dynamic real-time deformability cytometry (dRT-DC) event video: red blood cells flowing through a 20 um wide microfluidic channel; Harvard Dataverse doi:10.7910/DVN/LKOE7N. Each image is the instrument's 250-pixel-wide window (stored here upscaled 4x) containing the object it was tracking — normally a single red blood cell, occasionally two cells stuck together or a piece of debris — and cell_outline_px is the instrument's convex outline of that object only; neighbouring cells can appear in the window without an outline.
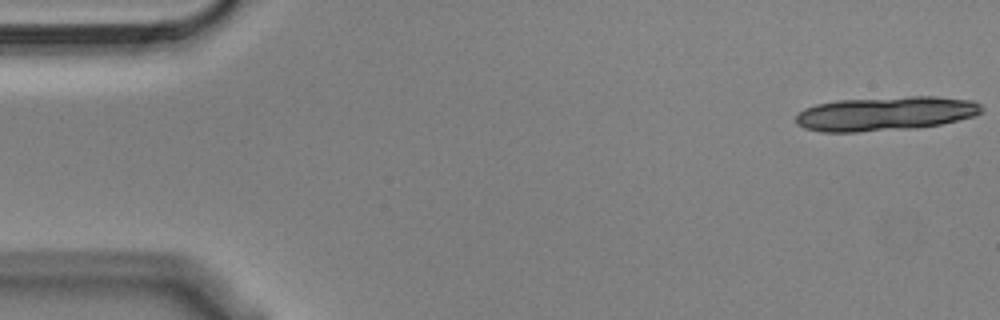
{"species": "Egyptian fruit bat (a non-hibernating species)", "species_latin": "Rousettus aegyptiacus", "temperature_condition": "cold", "stored_images_in_passage": 3, "camera_frame_rate_fps": 3000, "um_per_image_px": 0.085, "animal": {"sex": "male"}, "frame": {"image": 1, "passage_image": 1, "time_ms": 0.0, "image_size_px": [1000, 320], "cell_outline_px": [[984, 108], [976, 116], [940, 124], [916, 128], [860, 132], [820, 132], [804, 128], [796, 124], [796, 116], [804, 108], [816, 104], [836, 100], [908, 96], [936, 96], [972, 100], [980, 104]], "centroid_in_image_um": [75.26, 9.65], "position_along_channel_um": 9.7, "area_um2": 37.34}}